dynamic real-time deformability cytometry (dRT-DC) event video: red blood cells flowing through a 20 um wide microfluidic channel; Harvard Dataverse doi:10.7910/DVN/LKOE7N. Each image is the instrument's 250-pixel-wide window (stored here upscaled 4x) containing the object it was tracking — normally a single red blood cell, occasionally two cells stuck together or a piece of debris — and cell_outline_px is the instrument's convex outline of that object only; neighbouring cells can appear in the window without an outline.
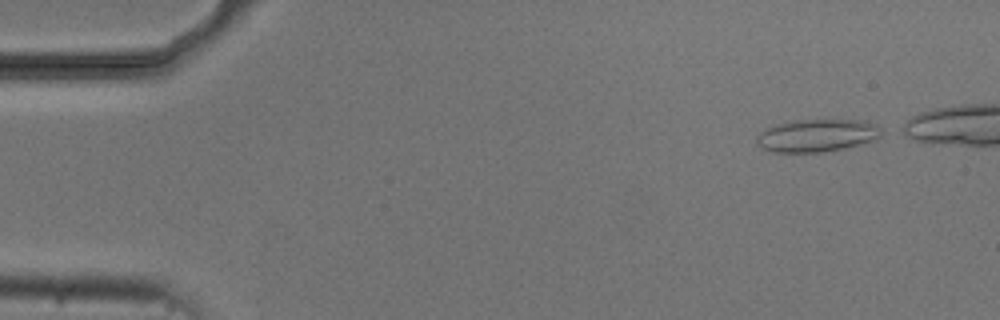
{"species": "common noctule bat (a hibernating species)", "species_latin": "Nyctalus noctula", "temperature_condition": "cold", "stored_images_in_passage": 5, "camera_frame_rate_fps": 3000, "um_per_image_px": 0.085, "animal": {"sex": "male", "body_mass_g": 20.5, "forearm_length_mm": 52.5}, "frame": {"image": 1, "passage_image": 1, "time_ms": 0.0, "image_size_px": [1000, 320], "cell_outline_px": [[880, 136], [876, 140], [864, 144], [824, 152], [772, 152], [756, 144], [756, 136], [764, 128], [776, 124], [796, 120], [832, 116], [864, 120], [876, 124], [880, 128]], "centroid_in_image_um": [69.49, 11.46], "position_along_channel_um": 15.5, "area_um2": 24.91}}